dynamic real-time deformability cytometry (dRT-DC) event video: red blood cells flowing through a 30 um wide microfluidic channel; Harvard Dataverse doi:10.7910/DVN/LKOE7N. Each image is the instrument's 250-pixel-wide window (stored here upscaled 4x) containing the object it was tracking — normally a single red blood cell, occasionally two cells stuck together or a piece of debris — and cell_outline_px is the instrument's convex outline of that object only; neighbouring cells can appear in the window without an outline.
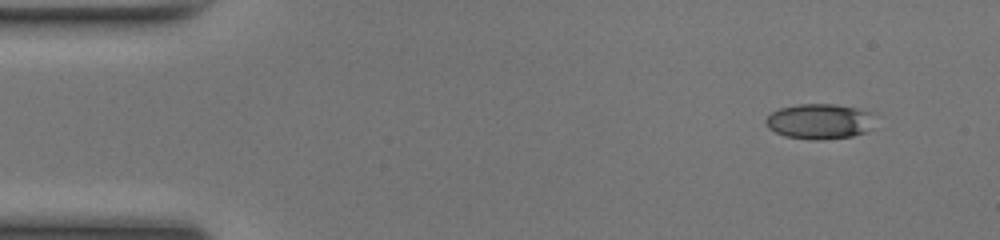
{"species": "common noctule bat (a hibernating species)", "species_latin": "Nyctalus noctula", "temperature_condition": "room temperature", "stored_images_in_passage": 46, "camera_frame_rate_fps": 3000, "um_per_image_px": 0.085, "animal": {"sex": "female", "body_mass_g": 17.0, "forearm_length_mm": 48.0}, "frame": {"image": 1, "passage_image": 1, "time_ms": 0.0, "image_size_px": [1000, 240], "cell_outline_px": [[868, 132], [852, 136], [816, 140], [784, 136], [768, 128], [764, 120], [772, 112], [780, 108], [800, 104], [832, 104], [856, 108], [868, 112]], "centroid_in_image_um": [69.55, 10.32], "position_along_channel_um": 15.5, "area_um2": 21.79}}
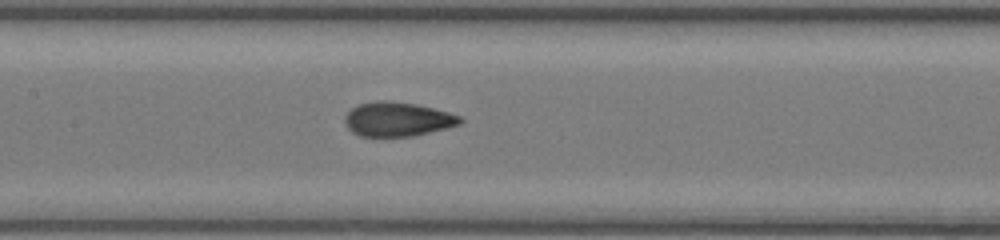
{"frame": {"image": 2, "passage_image": 20, "time_ms": 6.333, "image_size_px": [1000, 240], "cell_outline_px": [[464, 120], [460, 124], [412, 136], [360, 136], [352, 132], [348, 128], [344, 120], [348, 112], [352, 108], [360, 104], [376, 100], [384, 100], [416, 104], [448, 112], [460, 116]], "centroid_in_image_um": [33.77, 10.13], "position_along_channel_um": 173.6, "area_um2": 22.72}}
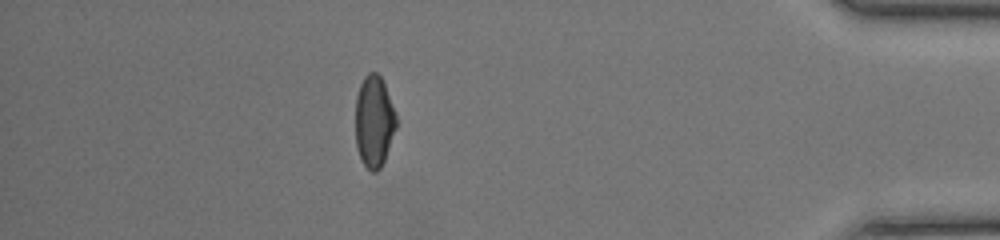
{"frame": {"image": 3, "passage_image": 40, "time_ms": 13.0, "image_size_px": [1000, 240], "cell_outline_px": [[396, 128], [384, 160], [380, 168], [376, 172], [372, 172], [364, 164], [360, 156], [356, 144], [356, 96], [360, 84], [364, 76], [368, 72], [376, 72], [380, 76], [384, 84], [396, 112]], "centroid_in_image_um": [31.8, 10.29], "position_along_channel_um": 403.4, "area_um2": 21.62}, "authors_computed_cell_mechanics": {"area_um2": 22.3686, "velocity_mm_per_s": 4.2041, "shape_relaxation_time_tau1_ms": 8.3757, "shape_relaxation_time_tau2_ms": 1.1347, "deformation_change_tau1": 0.2376, "deformation_change_tau2": 0.0664}}